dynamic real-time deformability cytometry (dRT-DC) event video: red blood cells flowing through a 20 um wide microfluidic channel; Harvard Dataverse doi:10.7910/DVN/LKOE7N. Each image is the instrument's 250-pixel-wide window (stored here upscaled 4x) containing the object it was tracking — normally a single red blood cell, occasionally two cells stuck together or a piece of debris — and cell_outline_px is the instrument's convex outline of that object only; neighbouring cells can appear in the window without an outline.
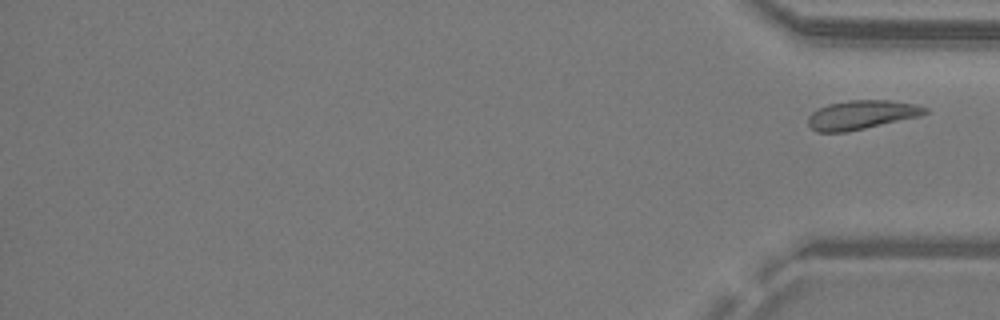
{"species": "common noctule bat (a hibernating species)", "species_latin": "Nyctalus noctula", "temperature_condition": "warm", "stored_images_in_passage": 37, "segment_of_instrument_passage": [2, 2], "camera_frame_rate_fps": 3000, "um_per_image_px": 0.085, "animal": {"sex": "male", "body_mass_g": 19.2, "forearm_length_mm": 51.8}, "frame": {"image": 1, "passage_image": 37, "time_ms": 12.0, "image_size_px": [1000, 320], "cell_outline_px": [[928, 112], [920, 116], [864, 128], [844, 132], [816, 132], [808, 124], [808, 116], [812, 112], [828, 104], [848, 100], [892, 100], [916, 104], [928, 108]], "centroid_in_image_um": [73.24, 9.75], "position_along_channel_um": 362.0, "area_um2": 19.65}}